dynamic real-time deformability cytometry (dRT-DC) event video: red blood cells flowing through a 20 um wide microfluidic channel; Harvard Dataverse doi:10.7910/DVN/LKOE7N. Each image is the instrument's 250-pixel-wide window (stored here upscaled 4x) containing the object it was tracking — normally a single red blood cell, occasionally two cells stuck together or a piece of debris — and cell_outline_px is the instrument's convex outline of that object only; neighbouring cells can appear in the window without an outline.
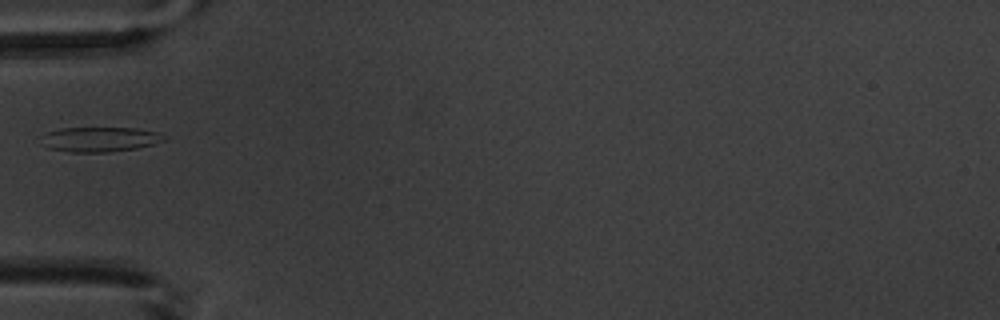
{"species": "common noctule bat (a hibernating species)", "species_latin": "Nyctalus noctula", "temperature_condition": "warm", "stored_images_in_passage": 2, "camera_frame_rate_fps": 3000, "um_per_image_px": 0.085, "animal": {"sex": "male", "body_mass_g": 20.1, "forearm_length_mm": 53.5}, "frame": {"image": 1, "passage_image": 2, "time_ms": 1.333, "image_size_px": [1000, 320], "cell_outline_px": [[164, 140], [152, 144], [136, 148], [108, 152], [68, 152], [48, 148], [36, 136], [44, 132], [60, 128], [136, 128], [156, 132], [164, 136]], "centroid_in_image_um": [8.35, 11.84], "position_along_channel_um": 76.6, "area_um2": 17.86}}